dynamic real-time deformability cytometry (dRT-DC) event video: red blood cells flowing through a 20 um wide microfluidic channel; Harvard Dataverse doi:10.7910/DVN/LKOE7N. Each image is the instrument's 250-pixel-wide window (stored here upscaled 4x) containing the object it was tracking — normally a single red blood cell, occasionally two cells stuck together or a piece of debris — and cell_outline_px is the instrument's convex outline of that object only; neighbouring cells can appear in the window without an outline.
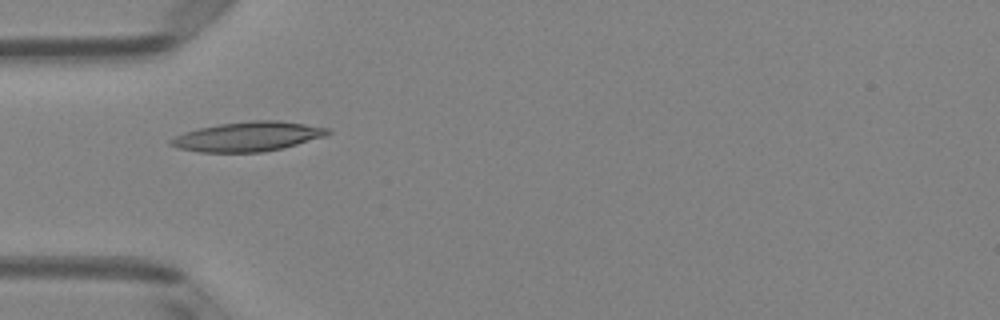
{"species": "Egyptian fruit bat (a non-hibernating species)", "species_latin": "Rousettus aegyptiacus", "temperature_condition": "room temperature", "stored_images_in_passage": 7, "camera_frame_rate_fps": 3000, "um_per_image_px": 0.085, "animal": {"sex": "female"}, "frame": {"image": 1, "passage_image": 4, "time_ms": 1.0, "image_size_px": [1000, 320], "cell_outline_px": [[332, 132], [324, 136], [296, 144], [280, 148], [260, 152], [200, 152], [176, 148], [168, 144], [168, 140], [184, 132], [200, 128], [220, 124], [252, 120], [276, 120], [304, 124], [328, 128]], "centroid_in_image_um": [21.01, 11.6], "position_along_channel_um": 64.0, "area_um2": 26.7}}
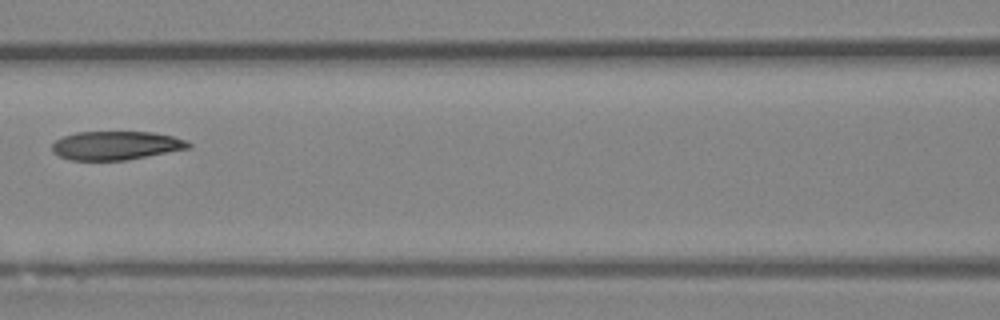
{"frame": {"image": 2, "passage_image": 6, "time_ms": 1.667, "image_size_px": [1000, 320], "cell_outline_px": [[192, 144], [188, 148], [124, 160], [68, 160], [52, 152], [52, 144], [56, 140], [64, 136], [76, 132], [152, 132], [172, 136], [188, 140]], "centroid_in_image_um": [9.83, 12.36], "position_along_channel_um": 156.8, "area_um2": 22.6}}
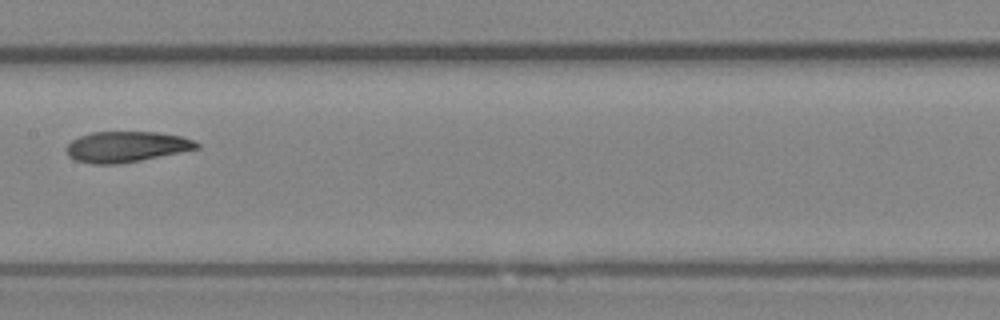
{"frame": {"image": 3, "passage_image": 7, "time_ms": 2.0, "image_size_px": [1000, 320], "cell_outline_px": [[200, 148], [140, 160], [116, 164], [92, 164], [76, 160], [68, 156], [64, 148], [72, 140], [80, 136], [92, 132], [156, 132], [180, 136], [192, 140], [200, 144]], "centroid_in_image_um": [10.7, 12.47], "position_along_channel_um": 196.7, "area_um2": 23.18}}